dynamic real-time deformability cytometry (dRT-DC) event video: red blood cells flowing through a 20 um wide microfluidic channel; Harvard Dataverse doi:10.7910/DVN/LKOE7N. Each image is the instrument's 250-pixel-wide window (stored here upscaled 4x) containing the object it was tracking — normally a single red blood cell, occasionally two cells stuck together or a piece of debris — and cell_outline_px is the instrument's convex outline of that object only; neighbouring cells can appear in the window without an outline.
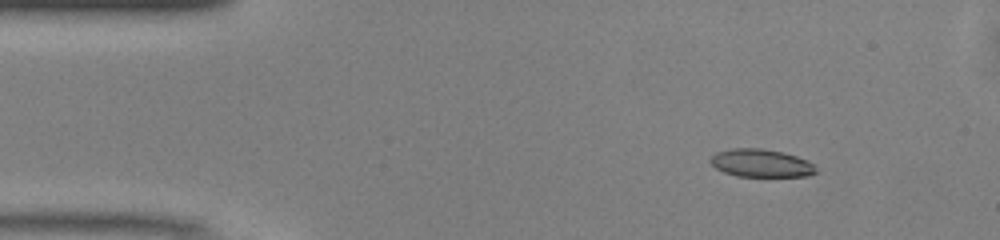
{"species": "common noctule bat (a hibernating species)", "species_latin": "Nyctalus noctula", "temperature_condition": "warm", "stored_images_in_passage": 48, "camera_frame_rate_fps": 3000, "um_per_image_px": 0.085, "animal": {"sex": "male", "body_mass_g": 13.0, "forearm_length_mm": 53.1}, "frame": {"image": 1, "passage_image": 5, "time_ms": 1.333, "image_size_px": [1000, 240], "cell_outline_px": [[816, 172], [808, 176], [736, 176], [724, 172], [716, 168], [708, 160], [716, 152], [732, 148], [764, 148], [784, 152], [796, 156], [812, 164], [816, 168]], "centroid_in_image_um": [64.65, 13.86], "position_along_channel_um": 20.3, "area_um2": 17.11}}
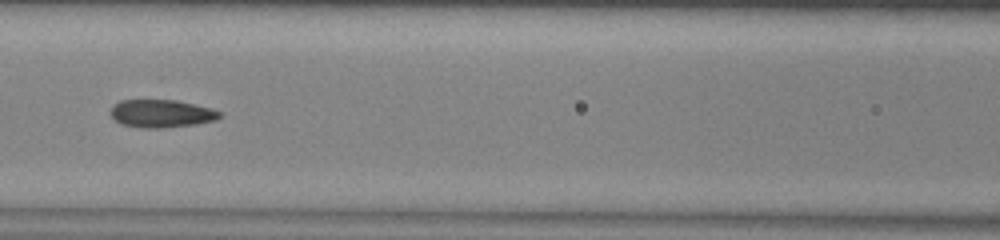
{"frame": {"image": 2, "passage_image": 20, "time_ms": 6.333, "image_size_px": [1000, 240], "cell_outline_px": [[220, 116], [216, 120], [196, 124], [160, 128], [144, 128], [124, 124], [116, 120], [108, 112], [112, 104], [120, 100], [176, 100], [212, 108], [220, 112]], "centroid_in_image_um": [13.69, 9.64], "position_along_channel_um": 152.9, "area_um2": 17.69}}
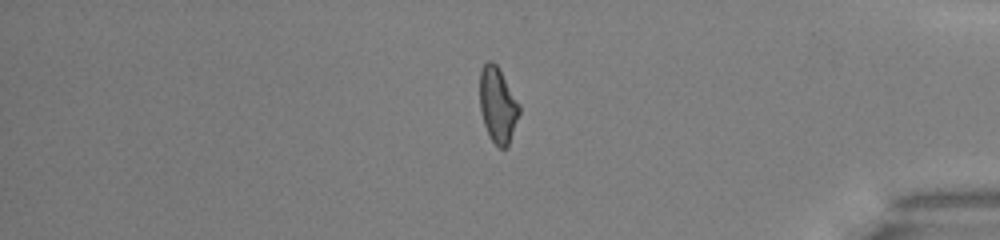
{"frame": {"image": 3, "passage_image": 40, "time_ms": 13.0, "image_size_px": [1000, 240], "cell_outline_px": [[520, 112], [508, 148], [500, 148], [492, 140], [484, 124], [480, 112], [480, 72], [484, 64], [488, 60], [492, 60], [496, 64], [520, 104]], "centroid_in_image_um": [42.31, 8.93], "position_along_channel_um": 392.9, "area_um2": 17.34}, "authors_computed_cell_mechanics": {"area_um2": 17.7446, "velocity_mm_per_s": 4.1272, "shape_relaxation_time_tau1_ms": 6.6356, "shape_relaxation_time_tau2_ms": 1.7991, "deformation_change_tau1": 0.1626, "deformation_change_tau2": 0.0866}}